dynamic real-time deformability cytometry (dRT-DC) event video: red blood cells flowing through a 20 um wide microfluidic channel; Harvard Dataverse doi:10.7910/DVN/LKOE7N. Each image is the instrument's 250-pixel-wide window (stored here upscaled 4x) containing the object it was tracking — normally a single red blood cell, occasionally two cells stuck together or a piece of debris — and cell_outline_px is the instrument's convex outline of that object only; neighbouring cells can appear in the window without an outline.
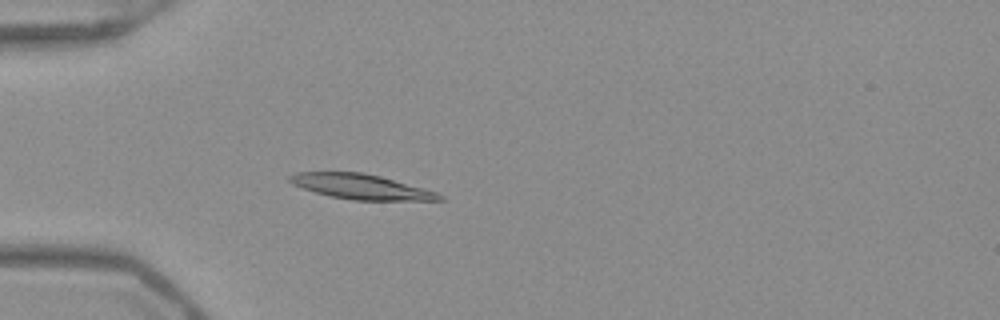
{"species": "Egyptian fruit bat (a non-hibernating species)", "species_latin": "Rousettus aegyptiacus", "temperature_condition": "warm", "stored_images_in_passage": 52, "camera_frame_rate_fps": 3000, "um_per_image_px": 0.085, "frame": {"image": 1, "passage_image": 16, "time_ms": 5.0, "image_size_px": [1000, 320], "cell_outline_px": [[444, 200], [352, 200], [332, 196], [316, 192], [292, 184], [288, 180], [288, 176], [296, 172], [364, 172], [380, 176], [424, 188], [436, 192], [444, 196]], "centroid_in_image_um": [30.69, 15.86], "position_along_channel_um": 54.3, "area_um2": 21.62}}
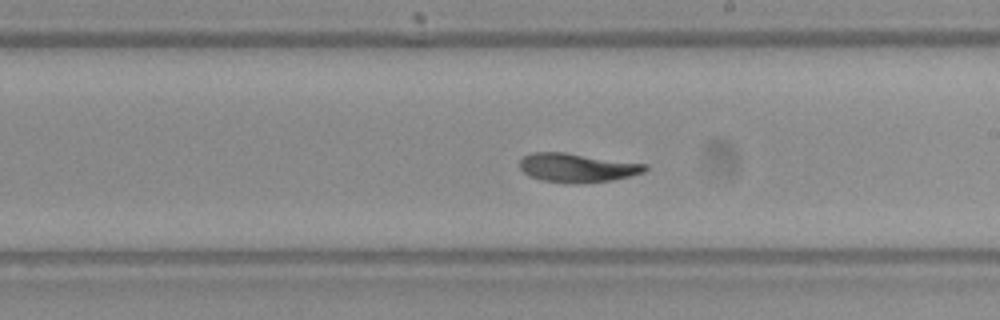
{"frame": {"image": 2, "passage_image": 31, "time_ms": 10.0, "image_size_px": [1000, 320], "cell_outline_px": [[648, 168], [644, 172], [612, 180], [576, 184], [568, 184], [544, 180], [528, 176], [520, 168], [520, 160], [524, 156], [532, 152], [564, 152], [648, 164]], "centroid_in_image_um": [49.05, 14.26], "position_along_channel_um": 239.9, "area_um2": 21.15}}
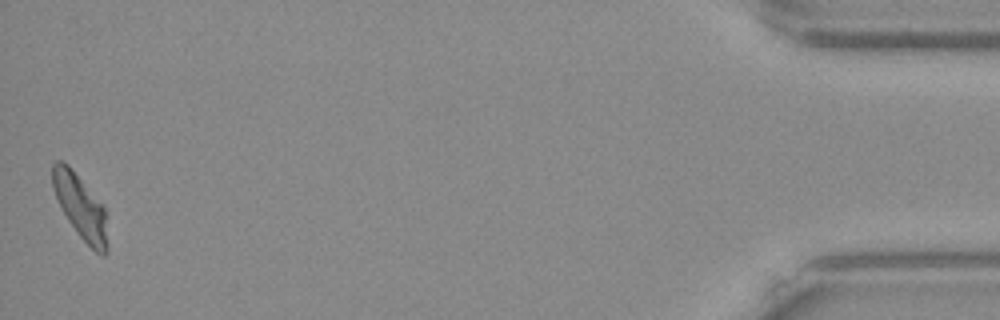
{"frame": {"image": 3, "passage_image": 52, "time_ms": 17.0, "image_size_px": [1000, 320], "cell_outline_px": [[108, 252], [104, 256], [100, 256], [80, 236], [68, 220], [52, 188], [52, 164], [56, 160], [60, 160], [68, 164], [104, 208], [108, 244]], "centroid_in_image_um": [6.84, 17.59], "position_along_channel_um": 428.4, "area_um2": 20.06}, "authors_computed_cell_mechanics": {"area_um2": 21.4438, "velocity_mm_per_s": 3.9307, "shape_relaxation_time_tau1_ms": 3.6968, "shape_relaxation_time_tau2_ms": 2.1779, "deformation_change_tau1": 0.1548, "deformation_change_tau2": 0.0483}}